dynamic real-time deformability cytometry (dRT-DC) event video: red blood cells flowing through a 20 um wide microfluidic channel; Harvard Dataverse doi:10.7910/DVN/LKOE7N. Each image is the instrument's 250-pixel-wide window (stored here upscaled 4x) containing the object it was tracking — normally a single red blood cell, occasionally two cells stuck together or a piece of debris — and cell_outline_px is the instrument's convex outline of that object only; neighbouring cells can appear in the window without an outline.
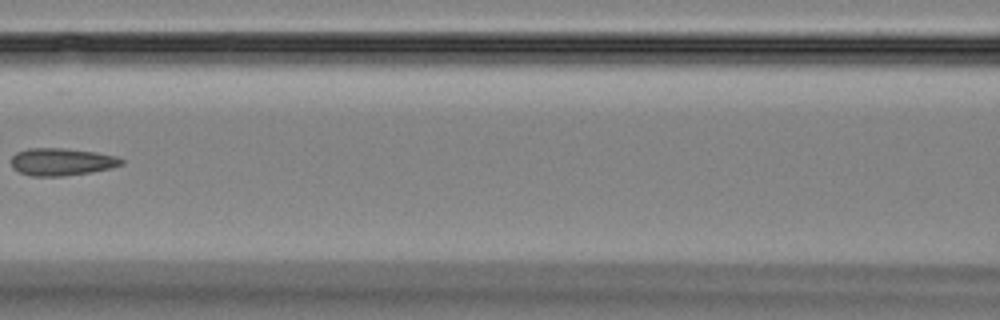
{"species": "Egyptian fruit bat (a non-hibernating species)", "species_latin": "Rousettus aegyptiacus", "temperature_condition": "room temperature", "stored_images_in_passage": 7, "camera_frame_rate_fps": 3000, "um_per_image_px": 0.085, "animal": {"sex": "female"}, "frame": {"image": 1, "passage_image": 6, "time_ms": 7.333, "image_size_px": [1000, 320], "cell_outline_px": [[124, 164], [112, 168], [64, 176], [32, 176], [20, 172], [12, 168], [12, 156], [16, 152], [28, 148], [60, 148], [96, 152], [116, 156], [124, 160]], "centroid_in_image_um": [5.24, 13.75], "position_along_channel_um": 161.4, "area_um2": 17.57}}
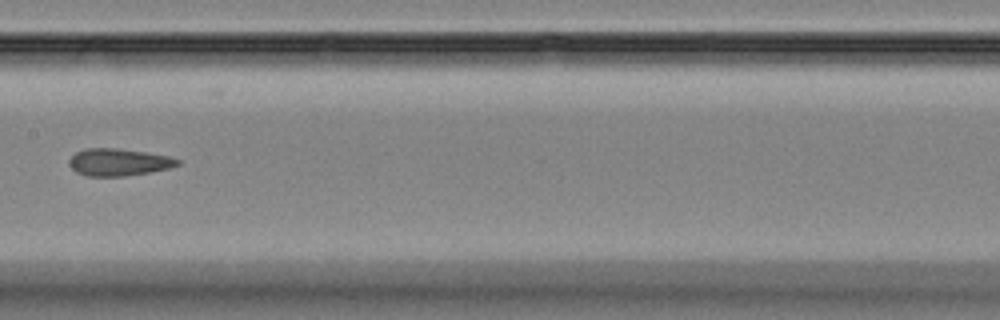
{"frame": {"image": 2, "passage_image": 7, "time_ms": 8.333, "image_size_px": [1000, 320], "cell_outline_px": [[180, 164], [168, 168], [148, 172], [124, 176], [88, 176], [76, 172], [68, 164], [68, 160], [76, 152], [84, 148], [116, 148], [144, 152], [168, 156], [180, 160]], "centroid_in_image_um": [10.04, 13.78], "position_along_channel_um": 197.4, "area_um2": 17.05}}